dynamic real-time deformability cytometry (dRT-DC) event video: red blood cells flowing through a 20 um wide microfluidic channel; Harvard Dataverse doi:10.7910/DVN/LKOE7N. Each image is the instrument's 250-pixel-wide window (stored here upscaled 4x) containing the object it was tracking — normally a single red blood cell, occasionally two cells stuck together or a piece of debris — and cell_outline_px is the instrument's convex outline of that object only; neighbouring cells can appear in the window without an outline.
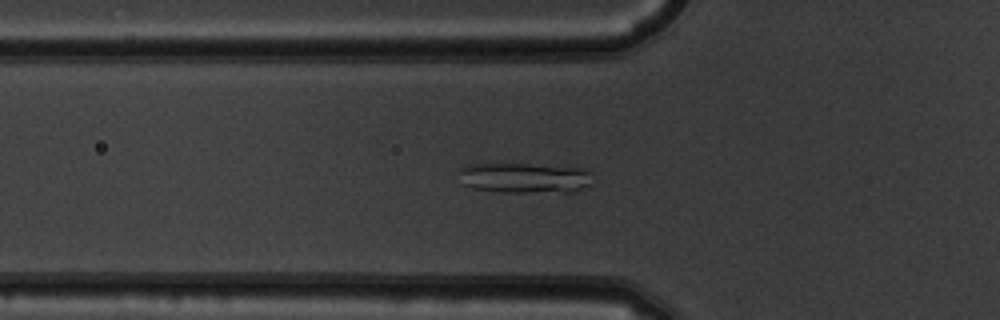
{"species": "common noctule bat (a hibernating species)", "species_latin": "Nyctalus noctula", "temperature_condition": "warm", "stored_images_in_passage": 40, "camera_frame_rate_fps": 3000, "um_per_image_px": 0.085, "animal": {"sex": "male", "body_mass_g": 19.5, "forearm_length_mm": 54.6}, "frame": {"image": 1, "passage_image": 6, "time_ms": 1.667, "image_size_px": [1000, 320], "cell_outline_px": [[592, 184], [572, 192], [500, 192], [472, 188], [464, 184], [456, 172], [460, 168], [468, 164], [528, 164], [584, 168], [592, 172]], "centroid_in_image_um": [44.6, 15.12], "position_along_channel_um": 81.2, "area_um2": 23.93}}
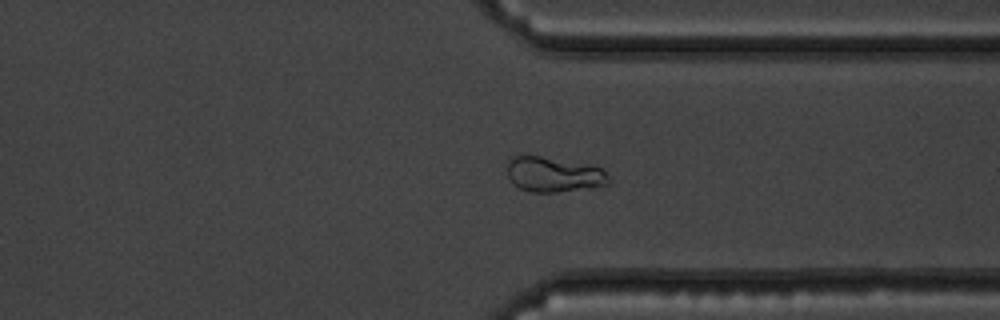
{"frame": {"image": 2, "passage_image": 28, "time_ms": 9.0, "image_size_px": [1000, 320], "cell_outline_px": [[608, 184], [588, 188], [556, 192], [532, 192], [520, 188], [512, 184], [508, 176], [508, 156], [540, 156], [588, 164], [604, 168], [608, 176]], "centroid_in_image_um": [47.05, 14.82], "position_along_channel_um": 364.4, "area_um2": 20.81}}
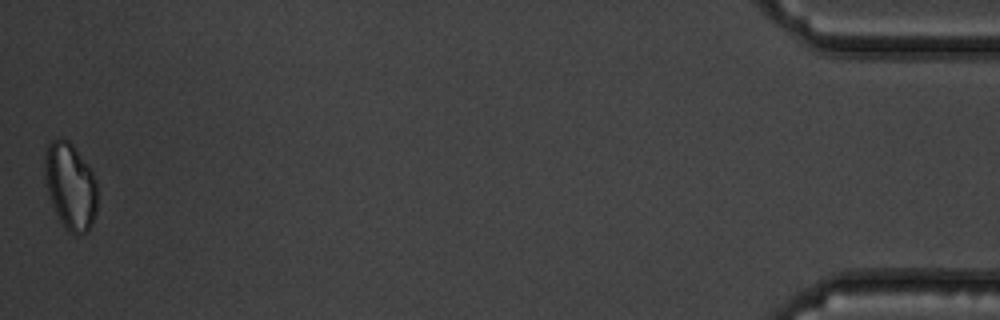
{"frame": {"image": 3, "passage_image": 40, "time_ms": 13.0, "image_size_px": [1000, 320], "cell_outline_px": [[96, 212], [92, 224], [88, 232], [72, 236], [64, 228], [52, 204], [44, 184], [44, 156], [48, 144], [52, 140], [64, 136], [72, 144], [92, 168], [96, 180]], "centroid_in_image_um": [5.97, 15.81], "position_along_channel_um": 429.2, "area_um2": 27.22}, "authors_computed_cell_mechanics": {"area_um2": 21.0392, "velocity_mm_per_s": 3.8494, "shape_relaxation_time_tau1_ms": null, "shape_relaxation_time_tau2_ms": 6.3197, "deformation_change_tau1": null, "deformation_change_tau2": 0.0714}}